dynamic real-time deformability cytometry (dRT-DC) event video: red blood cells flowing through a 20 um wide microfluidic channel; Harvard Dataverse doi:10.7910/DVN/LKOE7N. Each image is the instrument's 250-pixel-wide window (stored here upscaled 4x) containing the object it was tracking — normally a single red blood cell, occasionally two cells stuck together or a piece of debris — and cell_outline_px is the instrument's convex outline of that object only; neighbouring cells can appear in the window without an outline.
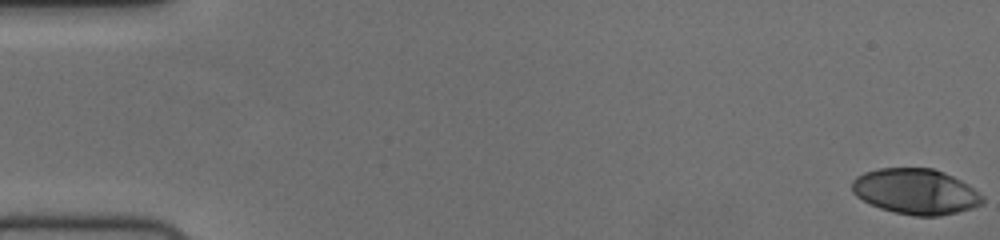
{"species": "human", "species_latin": "Homo sapiens", "temperature_condition": "cold", "stored_images_in_passage": 56, "camera_frame_rate_fps": 3000, "um_per_image_px": 0.085, "donor": {"sex": "female"}, "frame": {"image": 1, "passage_image": 1, "time_ms": 0.0, "image_size_px": [1000, 240], "cell_outline_px": [[984, 204], [972, 208], [940, 216], [916, 216], [896, 212], [880, 208], [856, 196], [852, 192], [852, 180], [856, 176], [864, 172], [880, 168], [932, 168], [944, 172], [968, 184], [984, 196]], "centroid_in_image_um": [77.85, 16.27], "position_along_channel_um": 7.2, "area_um2": 34.62}}
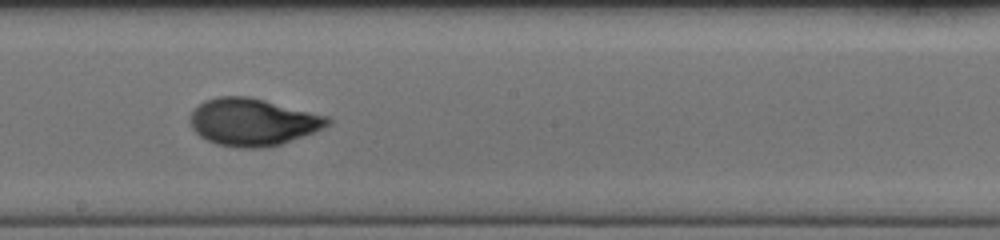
{"frame": {"image": 2, "passage_image": 32, "time_ms": 10.333, "image_size_px": [1000, 240], "cell_outline_px": [[332, 124], [324, 128], [304, 136], [280, 144], [264, 148], [240, 148], [216, 144], [200, 136], [192, 128], [188, 116], [204, 100], [220, 96], [248, 96], [328, 116], [332, 120]], "centroid_in_image_um": [21.49, 10.38], "position_along_channel_um": 226.7, "area_um2": 37.92}}
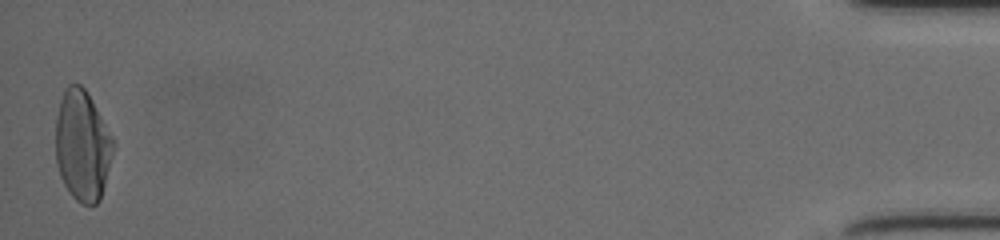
{"frame": {"image": 3, "passage_image": 56, "time_ms": 18.333, "image_size_px": [1000, 240], "cell_outline_px": [[116, 144], [100, 200], [96, 204], [80, 204], [72, 196], [64, 184], [60, 176], [56, 164], [56, 116], [60, 100], [64, 88], [68, 84], [80, 84], [84, 88], [92, 100], [112, 136]], "centroid_in_image_um": [7.0, 12.38], "position_along_channel_um": 428.2, "area_um2": 37.34}, "authors_computed_cell_mechanics": {"area_um2": 36.2406, "velocity_mm_per_s": 3.7147, "shape_relaxation_time_tau1_ms": 4.841, "shape_relaxation_time_tau2_ms": 0.9466, "deformation_change_tau1": 0.2225, "deformation_change_tau2": 0.0515}}